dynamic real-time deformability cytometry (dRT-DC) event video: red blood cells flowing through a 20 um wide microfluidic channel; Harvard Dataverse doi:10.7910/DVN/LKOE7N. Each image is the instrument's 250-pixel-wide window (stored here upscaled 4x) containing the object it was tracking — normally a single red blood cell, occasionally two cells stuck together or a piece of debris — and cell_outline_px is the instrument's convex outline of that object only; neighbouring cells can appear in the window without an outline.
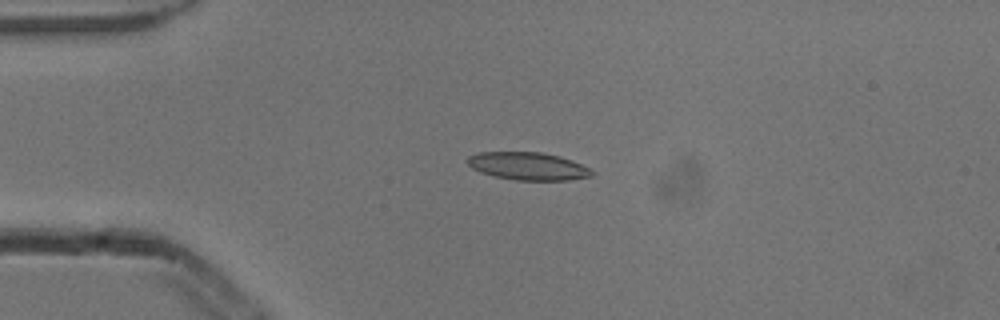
{"species": "common noctule bat (a hibernating species)", "species_latin": "Nyctalus noctula", "temperature_condition": "cold", "stored_images_in_passage": 4, "camera_frame_rate_fps": 3000, "um_per_image_px": 0.085, "animal": {"sex": "male", "body_mass_g": 13.3}, "frame": {"image": 1, "passage_image": 3, "time_ms": 0.667, "image_size_px": [1000, 320], "cell_outline_px": [[596, 172], [592, 176], [568, 180], [516, 180], [496, 176], [480, 172], [472, 168], [468, 164], [468, 156], [476, 152], [540, 152], [560, 156], [572, 160]], "centroid_in_image_um": [44.88, 14.12], "position_along_channel_um": 40.1, "area_um2": 20.06}}